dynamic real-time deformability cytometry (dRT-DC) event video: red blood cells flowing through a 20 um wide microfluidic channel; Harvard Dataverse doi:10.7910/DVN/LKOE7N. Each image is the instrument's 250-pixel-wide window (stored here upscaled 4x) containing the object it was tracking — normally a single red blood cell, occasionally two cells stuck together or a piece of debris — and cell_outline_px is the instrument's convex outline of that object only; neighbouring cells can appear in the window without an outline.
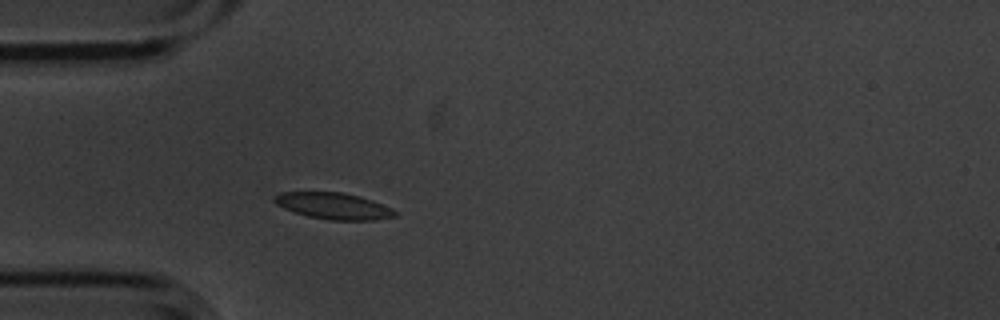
{"species": "common noctule bat (a hibernating species)", "species_latin": "Nyctalus noctula", "temperature_condition": "cold", "stored_images_in_passage": 41, "camera_frame_rate_fps": 3000, "um_per_image_px": 0.085, "animal": {"sex": "male", "body_mass_g": 20.1, "forearm_length_mm": 53.5}, "frame": {"image": 1, "passage_image": 1, "time_ms": 0.0, "image_size_px": [1000, 320], "cell_outline_px": [[400, 212], [396, 216], [376, 220], [328, 220], [308, 216], [284, 208], [276, 204], [272, 200], [272, 196], [280, 192], [344, 192], [360, 196], [372, 200], [392, 208]], "centroid_in_image_um": [28.37, 17.5], "position_along_channel_um": 56.6, "area_um2": 18.79}}
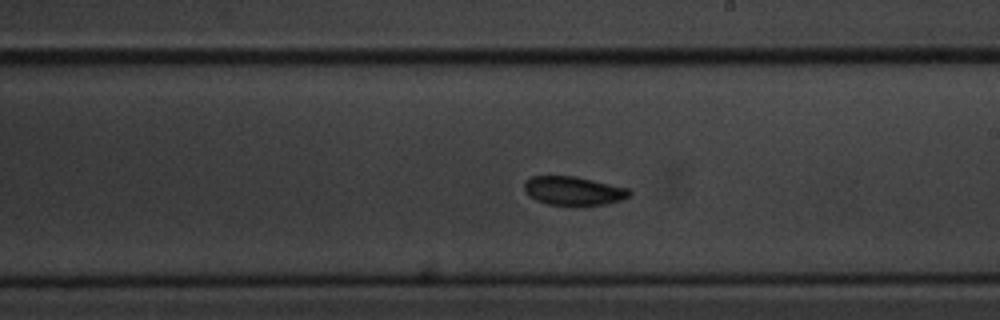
{"frame": {"image": 2, "passage_image": 17, "time_ms": 5.333, "image_size_px": [1000, 320], "cell_outline_px": [[632, 196], [608, 204], [576, 208], [572, 208], [548, 204], [536, 200], [528, 196], [524, 192], [524, 180], [532, 176], [576, 176], [628, 188], [632, 192]], "centroid_in_image_um": [48.74, 16.26], "position_along_channel_um": 240.3, "area_um2": 18.5}}
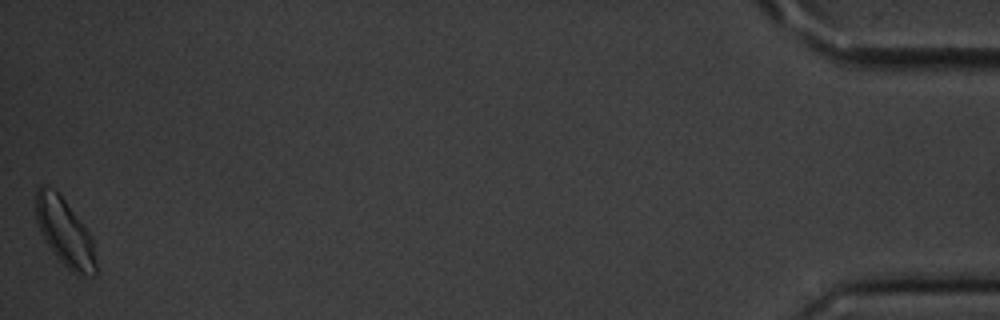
{"frame": {"image": 3, "passage_image": 41, "time_ms": 13.333, "image_size_px": [1000, 320], "cell_outline_px": [[96, 276], [76, 276], [56, 256], [44, 240], [40, 232], [36, 220], [36, 192], [40, 188], [52, 188], [60, 192], [92, 236], [96, 260]], "centroid_in_image_um": [5.54, 19.78], "position_along_channel_um": 429.7, "area_um2": 23.76}, "authors_computed_cell_mechanics": {"area_um2": 18.207, "velocity_mm_per_s": 3.5328, "shape_relaxation_time_tau1_ms": 2.2766, "shape_relaxation_time_tau2_ms": 3.8308, "deformation_change_tau1": 0.0813, "deformation_change_tau2": 0.0584}}